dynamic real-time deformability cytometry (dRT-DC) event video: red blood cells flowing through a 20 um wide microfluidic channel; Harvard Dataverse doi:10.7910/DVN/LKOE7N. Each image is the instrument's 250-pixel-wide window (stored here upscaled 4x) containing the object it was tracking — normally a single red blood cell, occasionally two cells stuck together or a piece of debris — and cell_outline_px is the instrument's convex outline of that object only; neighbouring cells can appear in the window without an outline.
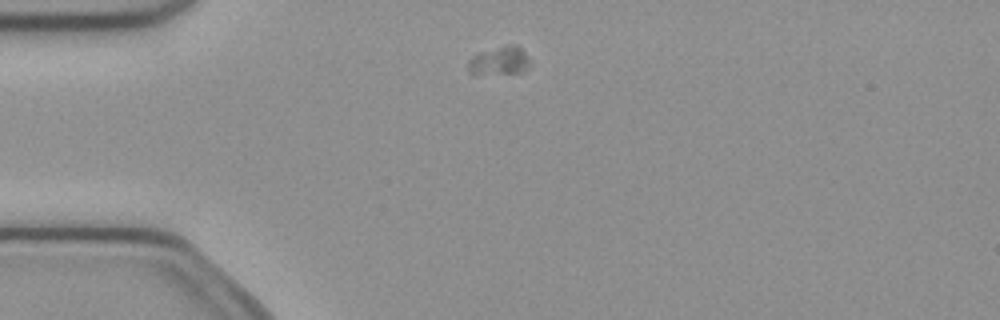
{"species": "common noctule bat (a hibernating species)", "species_latin": "Nyctalus noctula", "temperature_condition": "cold", "stored_images_in_passage": 3, "camera_frame_rate_fps": 3000, "um_per_image_px": 0.085, "animal": {"sex": "female", "body_mass_g": 21.9}, "frame": {"image": 1, "passage_image": 1, "time_ms": 0.0, "image_size_px": [1000, 320], "cell_outline_px": [[532, 64], [524, 72], [476, 76], [468, 68], [468, 60], [472, 56], [480, 52], [504, 44], [516, 44], [528, 56]], "centroid_in_image_um": [42.47, 5.18], "position_along_channel_um": 42.5, "area_um2": 10.75}}